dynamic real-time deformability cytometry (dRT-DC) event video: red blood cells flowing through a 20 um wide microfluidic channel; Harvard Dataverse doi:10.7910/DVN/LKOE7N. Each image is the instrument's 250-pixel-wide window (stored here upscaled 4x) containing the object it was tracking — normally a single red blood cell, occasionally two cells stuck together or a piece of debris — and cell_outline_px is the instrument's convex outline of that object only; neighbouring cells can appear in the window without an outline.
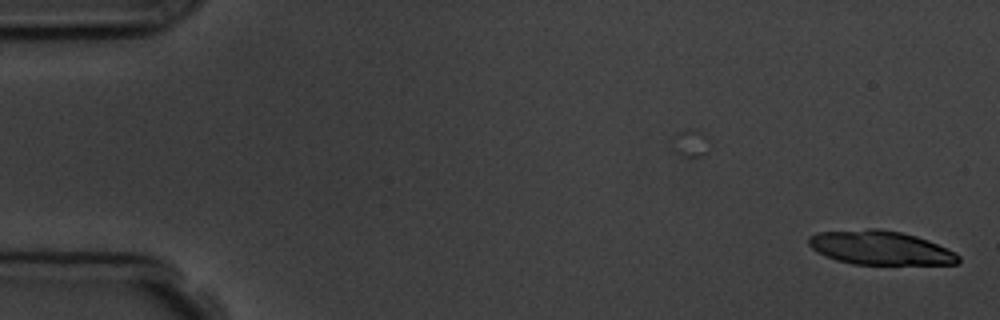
{"species": "common noctule bat (a hibernating species)", "species_latin": "Nyctalus noctula", "temperature_condition": "room temperature", "stored_images_in_passage": 3, "camera_frame_rate_fps": 3000, "um_per_image_px": 0.085, "animal": {"sex": "male", "body_mass_g": 19.5, "forearm_length_mm": 54.6}, "frame": {"image": 1, "passage_image": 3, "time_ms": 2.0, "image_size_px": [1000, 320], "cell_outline_px": [[960, 260], [956, 264], [852, 264], [836, 260], [824, 256], [816, 252], [808, 244], [808, 236], [816, 232], [868, 228], [876, 228], [900, 232], [916, 236], [928, 240], [956, 252], [960, 256]], "centroid_in_image_um": [74.78, 21.06], "position_along_channel_um": 10.2, "area_um2": 29.82}}